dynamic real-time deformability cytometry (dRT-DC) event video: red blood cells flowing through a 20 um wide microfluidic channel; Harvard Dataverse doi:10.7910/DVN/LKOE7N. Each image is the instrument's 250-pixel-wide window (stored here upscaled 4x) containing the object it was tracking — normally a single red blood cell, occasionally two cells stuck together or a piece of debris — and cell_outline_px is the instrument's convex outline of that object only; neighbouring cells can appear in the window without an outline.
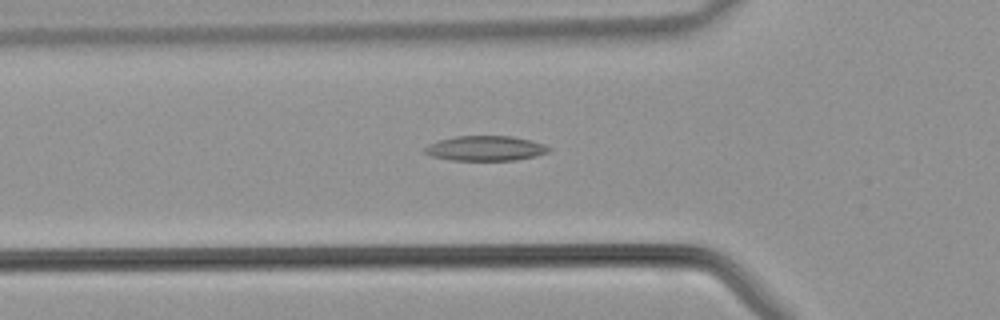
{"species": "common noctule bat (a hibernating species)", "species_latin": "Nyctalus noctula", "temperature_condition": "warm", "stored_images_in_passage": 36, "camera_frame_rate_fps": 3000, "um_per_image_px": 0.085, "animal": {"sex": "male", "body_mass_g": 21.5, "forearm_length_mm": 52.0}, "frame": {"image": 1, "passage_image": 8, "time_ms": 2.333, "image_size_px": [1000, 320], "cell_outline_px": [[552, 148], [548, 152], [532, 156], [512, 160], [452, 160], [432, 156], [424, 152], [424, 148], [440, 140], [456, 136], [508, 136], [528, 140], [544, 144]], "centroid_in_image_um": [41.26, 12.61], "position_along_channel_um": 84.5, "area_um2": 17.57}}
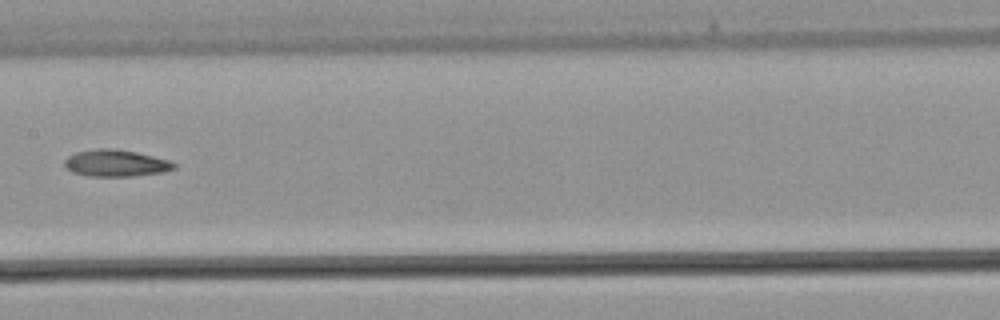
{"frame": {"image": 2, "passage_image": 15, "time_ms": 4.667, "image_size_px": [1000, 320], "cell_outline_px": [[176, 168], [160, 172], [132, 176], [88, 176], [72, 172], [64, 164], [64, 160], [68, 156], [76, 152], [96, 148], [116, 148], [136, 152], [168, 160], [176, 164]], "centroid_in_image_um": [9.81, 13.86], "position_along_channel_um": 197.6, "area_um2": 16.99}}
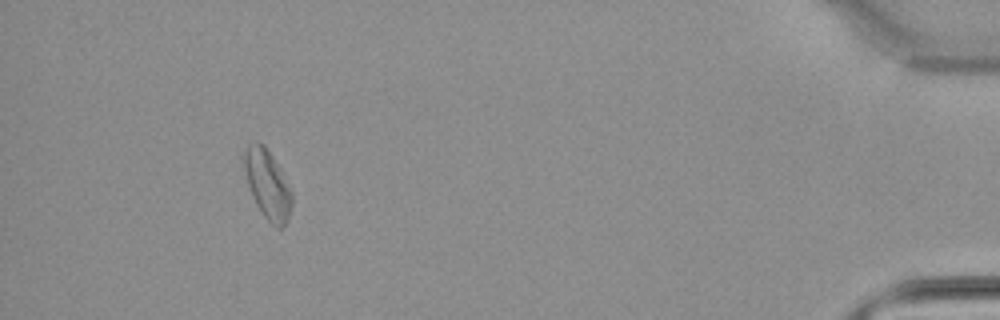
{"frame": {"image": 3, "passage_image": 33, "time_ms": 10.667, "image_size_px": [1000, 320], "cell_outline_px": [[292, 204], [288, 220], [280, 228], [276, 228], [264, 216], [248, 184], [244, 168], [244, 152], [248, 144], [256, 140], [264, 144], [272, 156], [292, 192]], "centroid_in_image_um": [22.75, 15.64], "position_along_channel_um": 412.5, "area_um2": 18.61}}